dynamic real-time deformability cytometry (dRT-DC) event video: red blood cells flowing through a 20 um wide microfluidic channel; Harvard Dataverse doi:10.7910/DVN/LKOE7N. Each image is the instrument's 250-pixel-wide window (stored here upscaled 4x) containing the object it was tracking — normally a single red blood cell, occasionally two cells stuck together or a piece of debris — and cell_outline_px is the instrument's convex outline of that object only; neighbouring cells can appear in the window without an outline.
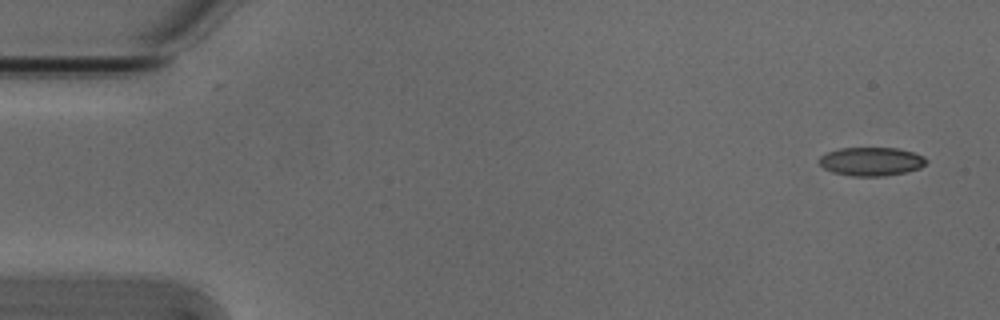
{"species": "Egyptian fruit bat (a non-hibernating species)", "species_latin": "Rousettus aegyptiacus", "temperature_condition": "cold", "stored_images_in_passage": 52, "camera_frame_rate_fps": 3000, "um_per_image_px": 0.085, "animal": {"sex": "male"}, "frame": {"image": 1, "passage_image": 1, "time_ms": 0.0, "image_size_px": [1000, 320], "cell_outline_px": [[928, 160], [920, 168], [908, 172], [884, 176], [852, 176], [832, 172], [824, 168], [816, 160], [820, 156], [828, 152], [840, 148], [896, 148], [912, 152], [924, 156]], "centroid_in_image_um": [74.05, 13.73], "position_along_channel_um": 11.0, "area_um2": 17.92}}
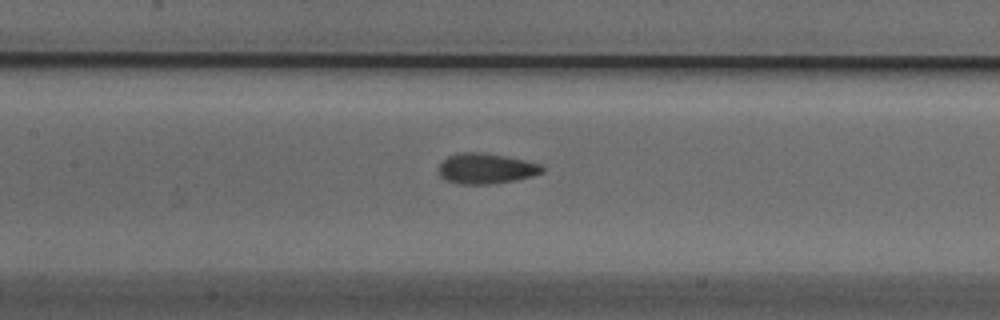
{"frame": {"image": 2, "passage_image": 23, "time_ms": 7.333, "image_size_px": [1000, 320], "cell_outline_px": [[544, 172], [532, 176], [516, 180], [492, 184], [460, 184], [444, 180], [440, 176], [440, 164], [448, 156], [460, 152], [480, 152], [504, 156], [524, 160], [540, 164], [544, 168]], "centroid_in_image_um": [41.31, 14.33], "position_along_channel_um": 166.1, "area_um2": 18.32}}
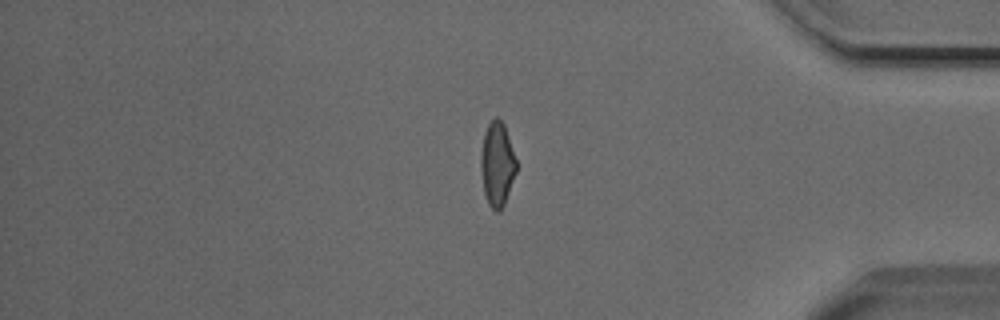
{"frame": {"image": 3, "passage_image": 43, "time_ms": 14.0, "image_size_px": [1000, 320], "cell_outline_px": [[516, 172], [504, 204], [496, 212], [488, 204], [484, 192], [480, 168], [480, 152], [484, 132], [488, 124], [496, 116], [504, 124], [516, 160]], "centroid_in_image_um": [42.23, 13.93], "position_along_channel_um": 393.0, "area_um2": 17.28}, "authors_computed_cell_mechanics": {"area_um2": 18.0047, "velocity_mm_per_s": 3.8314, "shape_relaxation_time_tau1_ms": 5.5013, "shape_relaxation_time_tau2_ms": 1.7555, "deformation_change_tau1": 0.1231, "deformation_change_tau2": 0.0696}}